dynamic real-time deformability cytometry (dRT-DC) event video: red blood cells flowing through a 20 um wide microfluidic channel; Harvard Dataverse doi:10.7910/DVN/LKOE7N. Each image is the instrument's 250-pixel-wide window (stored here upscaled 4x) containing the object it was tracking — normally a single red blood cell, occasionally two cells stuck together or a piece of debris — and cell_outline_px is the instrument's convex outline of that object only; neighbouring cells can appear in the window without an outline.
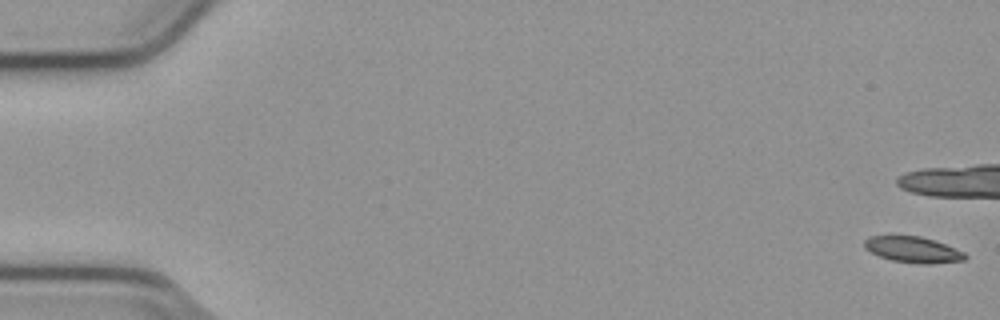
{"species": "common noctule bat (a hibernating species)", "species_latin": "Nyctalus noctula", "temperature_condition": "cold", "stored_images_in_passage": 14, "camera_frame_rate_fps": 3000, "um_per_image_px": 0.085, "animal": {"sex": "male", "body_mass_g": 23.1, "forearm_length_mm": 52.7}, "frame": {"image": 1, "passage_image": 1, "time_ms": 0.0, "image_size_px": [1000, 320], "cell_outline_px": [[968, 256], [964, 260], [932, 264], [920, 264], [892, 260], [880, 256], [864, 248], [864, 240], [868, 236], [920, 236], [936, 240], [964, 252]], "centroid_in_image_um": [77.62, 21.22], "position_along_channel_um": 7.4, "area_um2": 15.26}}